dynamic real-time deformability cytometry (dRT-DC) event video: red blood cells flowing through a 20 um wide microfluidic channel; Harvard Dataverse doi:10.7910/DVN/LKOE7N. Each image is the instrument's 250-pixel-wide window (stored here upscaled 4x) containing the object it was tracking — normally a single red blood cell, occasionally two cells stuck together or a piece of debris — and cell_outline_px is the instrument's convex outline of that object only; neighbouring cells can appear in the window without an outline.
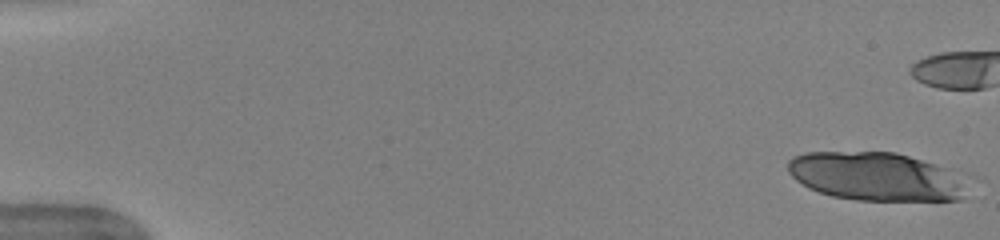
{"species": "human", "species_latin": "Homo sapiens", "temperature_condition": "warm", "stored_images_in_passage": 22, "camera_frame_rate_fps": 3000, "um_per_image_px": 0.085, "donor": {"sex": "female"}, "frame": {"image": 1, "passage_image": 1, "time_ms": 0.0, "image_size_px": [1000, 240], "cell_outline_px": [[964, 200], [856, 200], [832, 196], [808, 188], [796, 180], [788, 172], [788, 160], [792, 156], [804, 152], [896, 152], [944, 168], [956, 184]], "centroid_in_image_um": [74.2, 14.99], "position_along_channel_um": 10.8, "area_um2": 49.01}}